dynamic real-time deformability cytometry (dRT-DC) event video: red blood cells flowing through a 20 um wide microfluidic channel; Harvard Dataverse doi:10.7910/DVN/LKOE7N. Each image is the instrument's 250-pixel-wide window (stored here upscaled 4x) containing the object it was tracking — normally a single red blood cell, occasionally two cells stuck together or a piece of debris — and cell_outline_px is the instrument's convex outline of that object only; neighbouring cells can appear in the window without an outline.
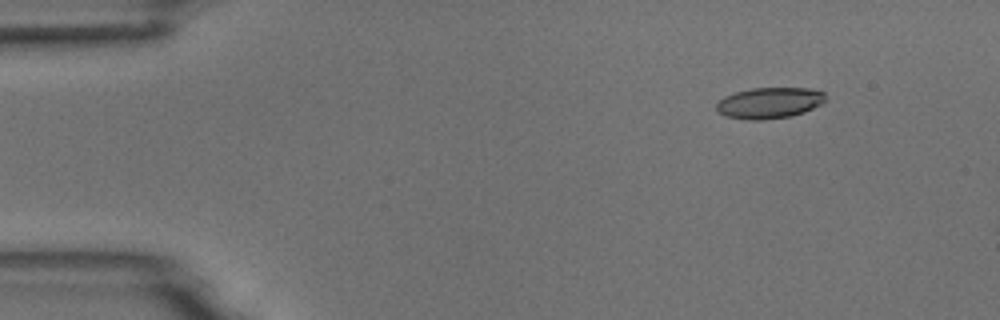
{"species": "common noctule bat (a hibernating species)", "species_latin": "Nyctalus noctula", "temperature_condition": "room temperature", "stored_images_in_passage": 5, "camera_frame_rate_fps": 3000, "um_per_image_px": 0.085, "animal": {"sex": "male", "body_mass_g": 18.8}, "frame": {"image": 1, "passage_image": 2, "time_ms": 1.333, "image_size_px": [1000, 320], "cell_outline_px": [[828, 100], [804, 112], [788, 116], [760, 120], [752, 120], [724, 116], [716, 108], [716, 104], [724, 96], [736, 92], [752, 88], [808, 88], [824, 92]], "centroid_in_image_um": [65.41, 8.74], "position_along_channel_um": 19.6, "area_um2": 19.59}}
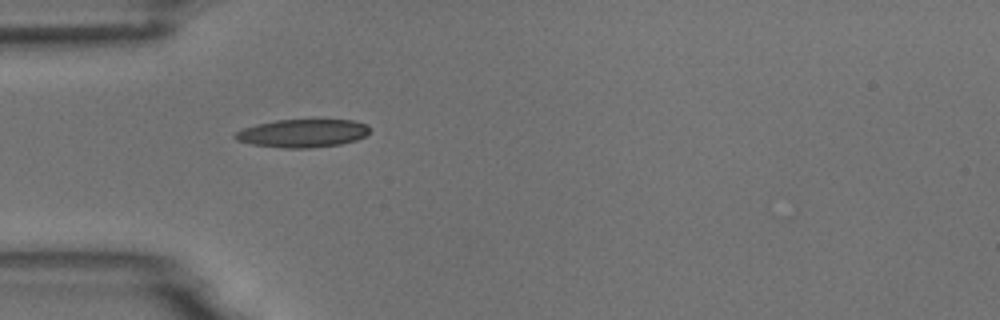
{"frame": {"image": 2, "passage_image": 5, "time_ms": 4.667, "image_size_px": [1000, 320], "cell_outline_px": [[368, 132], [364, 136], [356, 140], [340, 144], [308, 148], [284, 148], [252, 144], [236, 140], [232, 136], [236, 132], [244, 128], [256, 124], [276, 120], [352, 120], [368, 124]], "centroid_in_image_um": [25.7, 11.32], "position_along_channel_um": 59.3, "area_um2": 21.91}}